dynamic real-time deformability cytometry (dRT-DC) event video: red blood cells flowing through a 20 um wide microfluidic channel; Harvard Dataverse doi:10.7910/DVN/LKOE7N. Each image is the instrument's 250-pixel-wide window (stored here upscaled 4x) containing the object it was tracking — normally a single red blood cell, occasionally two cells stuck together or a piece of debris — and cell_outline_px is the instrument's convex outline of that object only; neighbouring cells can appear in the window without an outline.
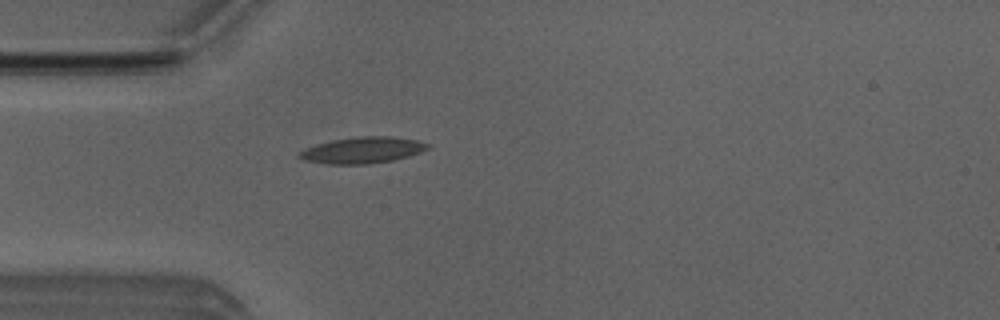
{"species": "Egyptian fruit bat (a non-hibernating species)", "species_latin": "Rousettus aegyptiacus", "temperature_condition": "room temperature", "stored_images_in_passage": 32, "camera_frame_rate_fps": 3000, "um_per_image_px": 0.085, "animal": {"sex": "male"}, "frame": {"image": 1, "passage_image": 3, "time_ms": 0.667, "image_size_px": [1000, 320], "cell_outline_px": [[428, 148], [420, 152], [408, 156], [392, 160], [368, 164], [328, 164], [304, 160], [296, 156], [300, 152], [316, 144], [332, 140], [356, 136], [392, 136], [416, 140], [428, 144]], "centroid_in_image_um": [30.79, 12.76], "position_along_channel_um": 54.2, "area_um2": 19.48}}
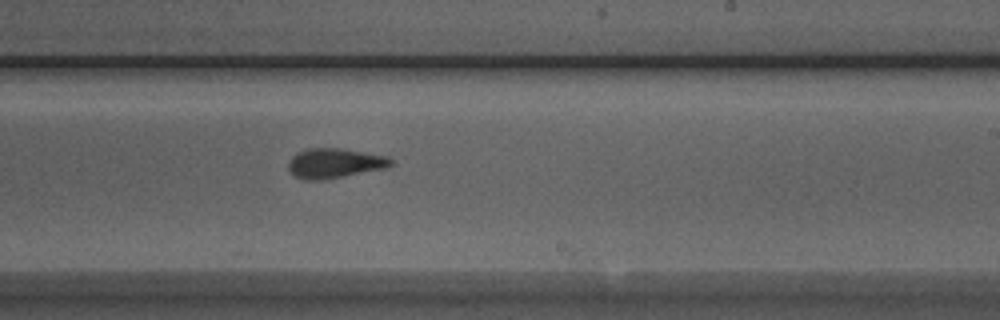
{"frame": {"image": 2, "passage_image": 19, "time_ms": 6.0, "image_size_px": [1000, 320], "cell_outline_px": [[392, 164], [384, 168], [324, 180], [304, 180], [292, 176], [288, 168], [288, 164], [292, 156], [296, 152], [308, 148], [340, 148], [388, 156], [392, 160]], "centroid_in_image_um": [28.38, 13.87], "position_along_channel_um": 260.6, "area_um2": 17.86}}
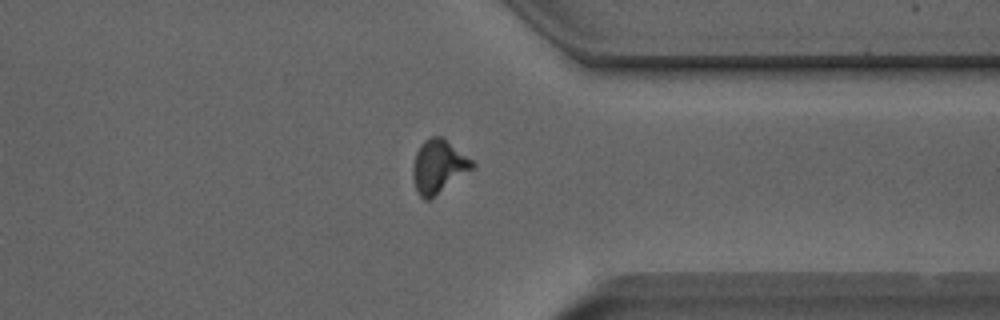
{"frame": {"image": 3, "passage_image": 28, "time_ms": 9.0, "image_size_px": [1000, 320], "cell_outline_px": [[476, 168], [428, 200], [424, 200], [416, 192], [412, 176], [412, 164], [416, 152], [420, 144], [424, 140], [432, 136], [444, 136], [472, 160], [476, 164]], "centroid_in_image_um": [37.28, 14.13], "position_along_channel_um": 374.1, "area_um2": 18.9}, "authors_computed_cell_mechanics": {"area_um2": 17.629, "velocity_mm_per_s": 3.9596, "shape_relaxation_time_tau1_ms": 7.6242, "shape_relaxation_time_tau2_ms": 1.7259, "deformation_change_tau1": 0.227, "deformation_change_tau2": 0.0976}}